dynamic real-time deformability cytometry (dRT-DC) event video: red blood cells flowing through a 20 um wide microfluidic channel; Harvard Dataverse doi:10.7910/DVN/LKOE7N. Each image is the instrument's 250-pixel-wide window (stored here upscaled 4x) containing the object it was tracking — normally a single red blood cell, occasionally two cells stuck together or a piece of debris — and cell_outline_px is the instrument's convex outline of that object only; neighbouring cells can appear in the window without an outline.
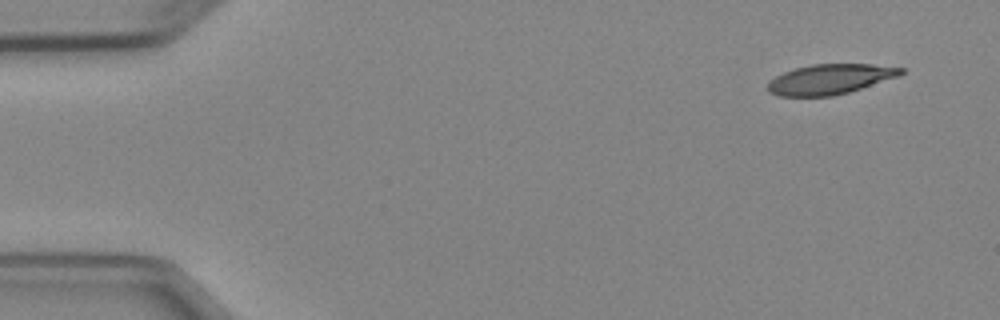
{"species": "Egyptian fruit bat (a non-hibernating species)", "species_latin": "Rousettus aegyptiacus", "temperature_condition": "cold", "stored_images_in_passage": 4, "camera_frame_rate_fps": 3000, "um_per_image_px": 0.085, "animal": {"sex": "female"}, "frame": {"image": 1, "passage_image": 1, "time_ms": 0.0, "image_size_px": [1000, 320], "cell_outline_px": [[904, 72], [900, 76], [848, 92], [832, 96], [780, 96], [768, 92], [768, 84], [776, 76], [784, 72], [796, 68], [812, 64], [872, 64], [904, 68]], "centroid_in_image_um": [70.58, 6.73], "position_along_channel_um": 14.4, "area_um2": 23.18}}
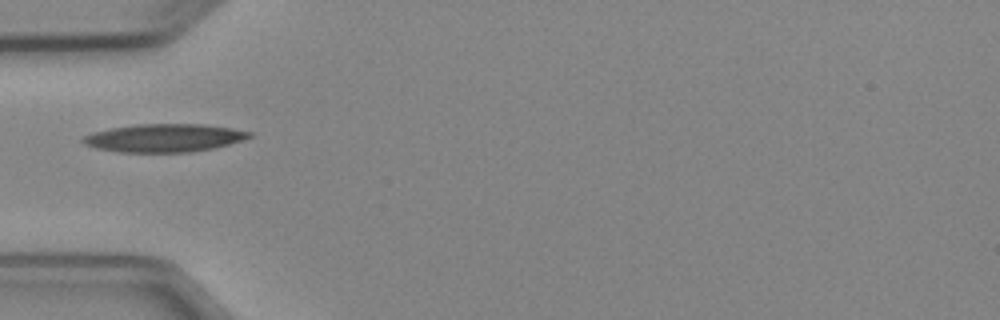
{"frame": {"image": 2, "passage_image": 4, "time_ms": 4.333, "image_size_px": [1000, 320], "cell_outline_px": [[252, 136], [244, 140], [212, 148], [192, 152], [116, 152], [96, 148], [84, 144], [80, 140], [84, 136], [92, 132], [112, 128], [136, 124], [204, 124], [232, 128], [252, 132]], "centroid_in_image_um": [13.94, 11.72], "position_along_channel_um": 71.1, "area_um2": 27.28}}